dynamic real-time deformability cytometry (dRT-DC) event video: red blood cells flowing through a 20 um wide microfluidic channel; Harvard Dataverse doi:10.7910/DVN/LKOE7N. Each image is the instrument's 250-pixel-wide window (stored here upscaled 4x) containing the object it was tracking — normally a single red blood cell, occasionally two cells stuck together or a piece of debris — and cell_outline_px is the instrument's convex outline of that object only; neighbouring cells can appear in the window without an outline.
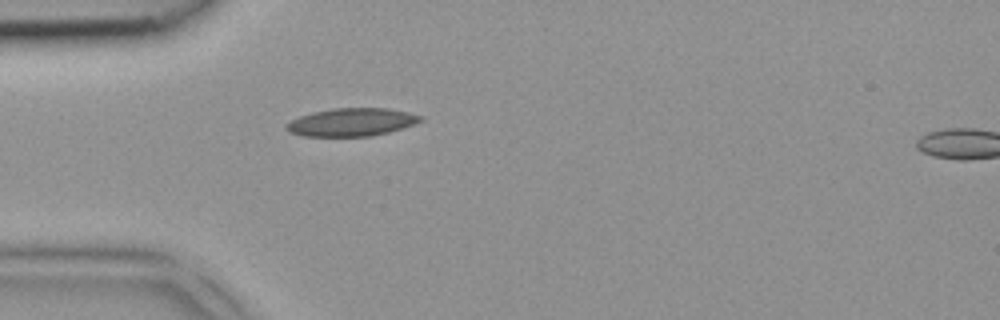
{"species": "common noctule bat (a hibernating species)", "species_latin": "Nyctalus noctula", "temperature_condition": "room temperature", "stored_images_in_passage": 2, "segment_of_instrument_passage": [1, 2], "camera_frame_rate_fps": 3000, "um_per_image_px": 0.085, "animal": {"sex": "female", "body_mass_g": 18.4}, "frame": {"image": 1, "passage_image": 1, "time_ms": 0.0, "image_size_px": [1000, 320], "cell_outline_px": [[424, 120], [388, 132], [372, 136], [300, 136], [284, 128], [284, 124], [300, 116], [312, 112], [332, 108], [388, 108], [408, 112], [424, 116]], "centroid_in_image_um": [29.87, 10.38], "position_along_channel_um": 55.1, "area_um2": 21.85}}